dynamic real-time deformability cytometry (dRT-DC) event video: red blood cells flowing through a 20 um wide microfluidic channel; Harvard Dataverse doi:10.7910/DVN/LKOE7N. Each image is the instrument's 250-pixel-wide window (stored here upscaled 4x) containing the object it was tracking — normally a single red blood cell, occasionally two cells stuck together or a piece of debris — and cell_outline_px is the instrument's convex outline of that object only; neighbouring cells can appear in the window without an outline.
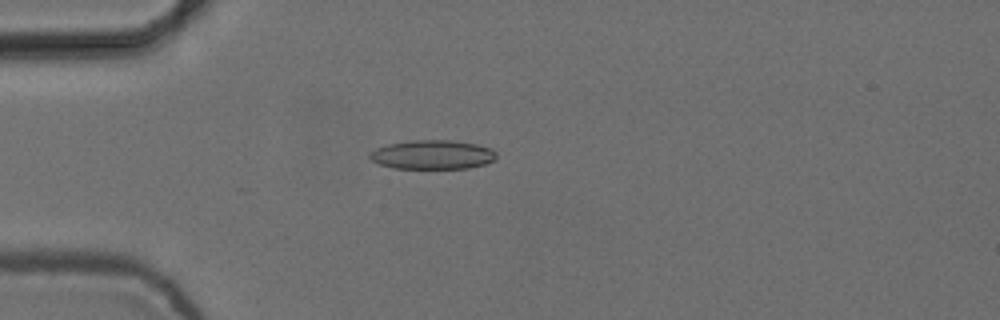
{"species": "common noctule bat (a hibernating species)", "species_latin": "Nyctalus noctula", "temperature_condition": "cold", "stored_images_in_passage": 4, "camera_frame_rate_fps": 3000, "um_per_image_px": 0.085, "animal": {"sex": "female", "body_mass_g": 24.6, "forearm_length_mm": 56.2}, "frame": {"image": 1, "passage_image": 4, "time_ms": 1.0, "image_size_px": [1000, 320], "cell_outline_px": [[496, 156], [492, 160], [484, 164], [468, 168], [392, 168], [380, 164], [372, 160], [368, 156], [376, 148], [388, 144], [412, 140], [452, 140], [476, 144], [492, 148], [496, 152]], "centroid_in_image_um": [36.76, 13.14], "position_along_channel_um": 48.2, "area_um2": 21.33}}